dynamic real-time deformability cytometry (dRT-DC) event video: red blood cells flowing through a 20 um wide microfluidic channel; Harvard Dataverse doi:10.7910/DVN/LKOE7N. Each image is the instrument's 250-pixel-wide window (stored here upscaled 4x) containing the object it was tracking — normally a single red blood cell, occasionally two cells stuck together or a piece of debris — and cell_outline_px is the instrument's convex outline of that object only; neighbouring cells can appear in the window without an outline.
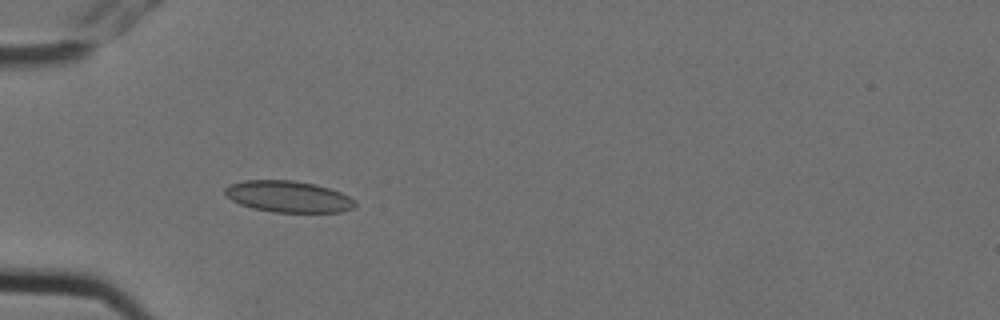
{"species": "Egyptian fruit bat (a non-hibernating species)", "species_latin": "Rousettus aegyptiacus", "temperature_condition": "cold", "stored_images_in_passage": 7, "camera_frame_rate_fps": 3000, "um_per_image_px": 0.085, "animal": {"sex": "female"}, "frame": {"image": 1, "passage_image": 6, "time_ms": 1.667, "image_size_px": [1000, 320], "cell_outline_px": [[356, 208], [344, 212], [272, 212], [252, 208], [240, 204], [232, 200], [224, 192], [224, 188], [232, 184], [244, 180], [292, 180], [316, 184], [340, 192], [356, 200]], "centroid_in_image_um": [24.55, 16.72], "position_along_channel_um": 60.5, "area_um2": 23.93}}